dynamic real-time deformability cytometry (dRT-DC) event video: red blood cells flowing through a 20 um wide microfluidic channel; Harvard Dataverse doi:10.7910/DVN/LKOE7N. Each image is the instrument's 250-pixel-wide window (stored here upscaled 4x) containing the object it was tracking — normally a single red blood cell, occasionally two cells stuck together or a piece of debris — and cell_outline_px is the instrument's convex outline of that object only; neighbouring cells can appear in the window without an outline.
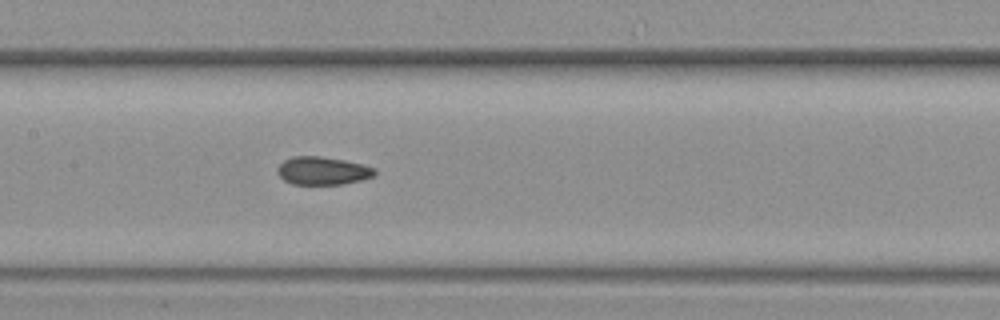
{"species": "common noctule bat (a hibernating species)", "species_latin": "Nyctalus noctula", "temperature_condition": "warm", "stored_images_in_passage": 10, "segment_of_instrument_passage": [1, 2], "camera_frame_rate_fps": 3000, "um_per_image_px": 0.085, "animal": {"sex": "female", "body_mass_g": 19.3, "forearm_length_mm": 54.1}, "frame": {"image": 1, "passage_image": 9, "time_ms": 2.667, "image_size_px": [1000, 320], "cell_outline_px": [[376, 172], [372, 176], [360, 180], [344, 184], [292, 184], [284, 180], [276, 172], [276, 168], [284, 160], [292, 156], [320, 156], [344, 160], [376, 168]], "centroid_in_image_um": [27.38, 14.51], "position_along_channel_um": 180.0, "area_um2": 15.84}}